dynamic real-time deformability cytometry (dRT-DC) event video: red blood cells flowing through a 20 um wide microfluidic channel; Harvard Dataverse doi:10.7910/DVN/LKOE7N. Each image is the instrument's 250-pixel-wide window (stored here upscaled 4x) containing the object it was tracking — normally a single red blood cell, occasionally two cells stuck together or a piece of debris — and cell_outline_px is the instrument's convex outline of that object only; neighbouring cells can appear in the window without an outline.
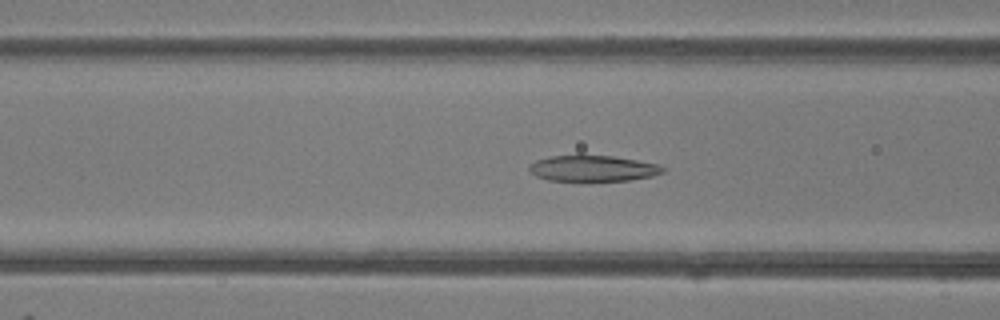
{"species": "common noctule bat (a hibernating species)", "species_latin": "Nyctalus noctula", "temperature_condition": "room temperature", "stored_images_in_passage": 50, "camera_frame_rate_fps": 3000, "um_per_image_px": 0.085, "animal": {"sex": "female"}, "frame": {"image": 1, "passage_image": 20, "time_ms": 6.333, "image_size_px": [1000, 320], "cell_outline_px": [[668, 168], [664, 172], [652, 176], [632, 180], [588, 184], [548, 180], [536, 176], [528, 172], [528, 164], [536, 160], [552, 156], [612, 156], [636, 160], [656, 164]], "centroid_in_image_um": [50.37, 14.38], "position_along_channel_um": 116.2, "area_um2": 21.21}}
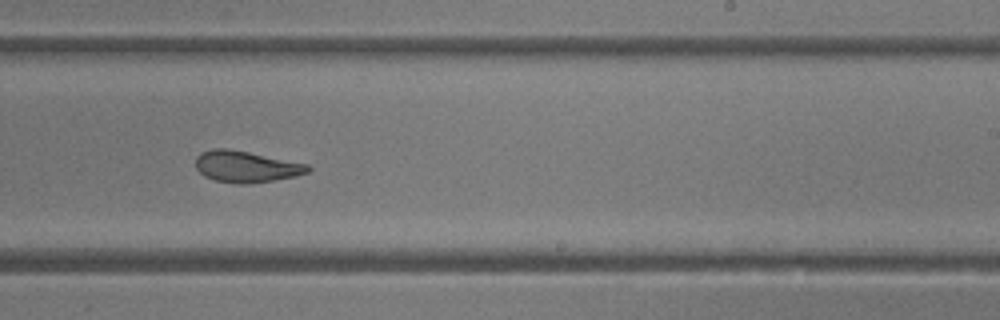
{"frame": {"image": 2, "passage_image": 31, "time_ms": 10.0, "image_size_px": [1000, 320], "cell_outline_px": [[312, 168], [308, 172], [296, 176], [248, 184], [240, 184], [212, 180], [204, 176], [196, 168], [196, 156], [200, 152], [212, 148], [228, 148], [308, 164]], "centroid_in_image_um": [20.88, 14.16], "position_along_channel_um": 268.1, "area_um2": 20.58}}
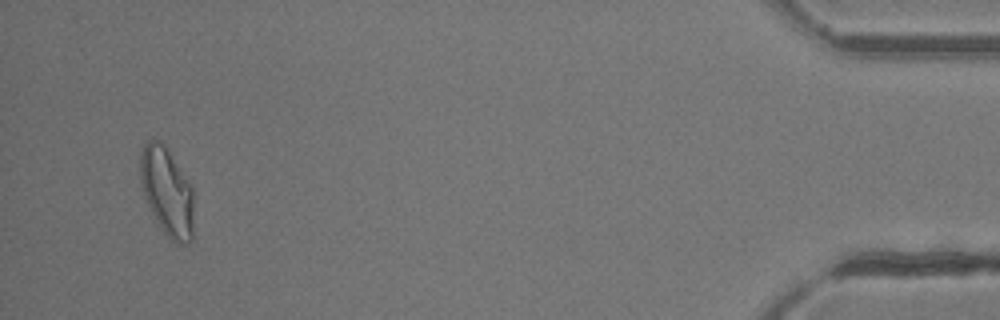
{"frame": {"image": 3, "passage_image": 48, "time_ms": 15.667, "image_size_px": [1000, 320], "cell_outline_px": [[192, 240], [188, 244], [180, 244], [172, 240], [164, 232], [148, 208], [144, 196], [140, 180], [140, 152], [144, 144], [148, 140], [160, 140], [164, 144], [192, 188]], "centroid_in_image_um": [14.16, 16.29], "position_along_channel_um": 421.0, "area_um2": 27.22}, "authors_computed_cell_mechanics": {"area_um2": 23.2356, "velocity_mm_per_s": 4.1373, "shape_relaxation_time_tau1_ms": null, "shape_relaxation_time_tau2_ms": 2.4781, "deformation_change_tau1": null, "deformation_change_tau2": 0.1073}}